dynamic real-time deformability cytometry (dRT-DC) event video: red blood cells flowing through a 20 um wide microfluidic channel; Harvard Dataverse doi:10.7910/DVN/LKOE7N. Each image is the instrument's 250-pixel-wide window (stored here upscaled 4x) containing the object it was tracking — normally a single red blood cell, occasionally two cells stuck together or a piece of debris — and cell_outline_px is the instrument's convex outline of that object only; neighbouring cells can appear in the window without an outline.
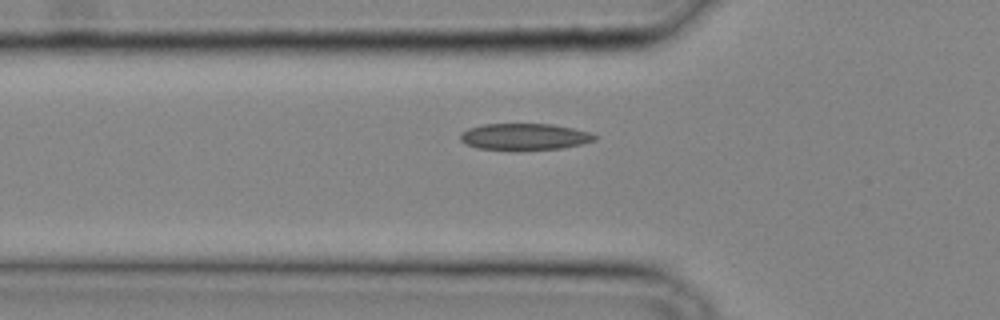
{"species": "common noctule bat (a hibernating species)", "species_latin": "Nyctalus noctula", "temperature_condition": "cold", "stored_images_in_passage": 25, "camera_frame_rate_fps": 3000, "um_per_image_px": 0.085, "animal": {"sex": "male", "body_mass_g": 20.4}, "frame": {"image": 1, "passage_image": 5, "time_ms": 1.333, "image_size_px": [1000, 320], "cell_outline_px": [[600, 136], [596, 140], [564, 148], [520, 152], [516, 152], [480, 148], [468, 144], [460, 140], [460, 132], [468, 128], [484, 124], [552, 124], [592, 132]], "centroid_in_image_um": [44.62, 11.65], "position_along_channel_um": 81.2, "area_um2": 21.5}}
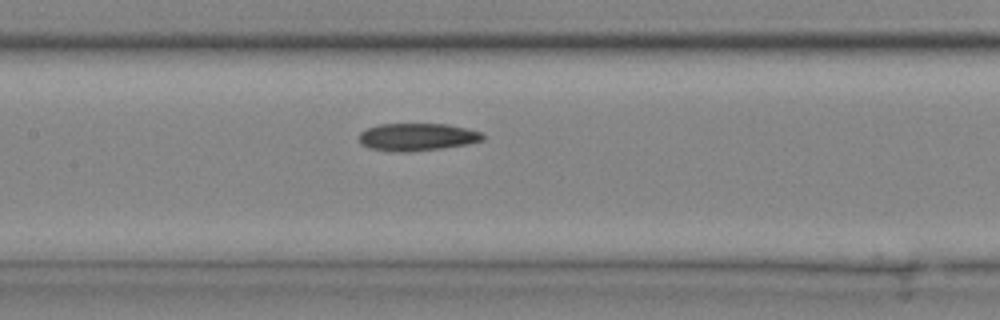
{"frame": {"image": 2, "passage_image": 10, "time_ms": 3.0, "image_size_px": [1000, 320], "cell_outline_px": [[484, 140], [468, 144], [444, 148], [408, 152], [392, 152], [368, 148], [360, 144], [360, 132], [368, 128], [380, 124], [448, 124], [480, 132], [484, 136]], "centroid_in_image_um": [35.44, 11.66], "position_along_channel_um": 172.0, "area_um2": 19.94}}
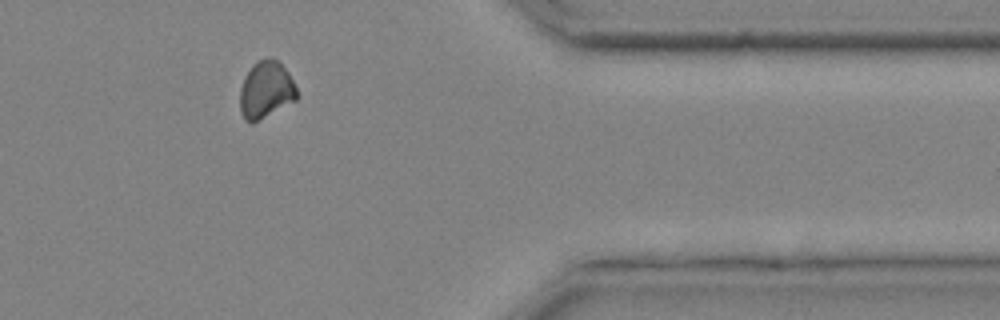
{"frame": {"image": 3, "passage_image": 23, "time_ms": 7.333, "image_size_px": [1000, 320], "cell_outline_px": [[300, 96], [296, 100], [252, 124], [244, 120], [240, 112], [240, 88], [244, 76], [252, 64], [256, 60], [268, 56], [280, 60], [288, 72]], "centroid_in_image_um": [22.6, 7.61], "position_along_channel_um": 388.8, "area_um2": 19.48}}